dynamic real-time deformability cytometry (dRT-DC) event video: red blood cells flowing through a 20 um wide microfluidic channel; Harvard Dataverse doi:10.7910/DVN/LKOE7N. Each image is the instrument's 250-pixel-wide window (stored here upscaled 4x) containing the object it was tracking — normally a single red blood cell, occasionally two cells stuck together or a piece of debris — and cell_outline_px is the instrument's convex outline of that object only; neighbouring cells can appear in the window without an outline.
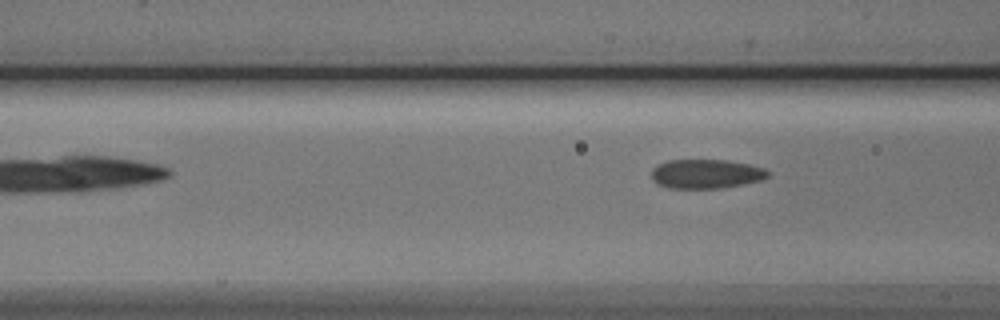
{"species": "Egyptian fruit bat (a non-hibernating species)", "species_latin": "Rousettus aegyptiacus", "temperature_condition": "cold", "stored_images_in_passage": 4, "camera_frame_rate_fps": 3000, "um_per_image_px": 0.085, "animal": {"sex": "male"}, "frame": {"image": 1, "passage_image": 4, "time_ms": 3.667, "image_size_px": [1000, 320], "cell_outline_px": [[768, 176], [760, 180], [720, 188], [668, 188], [656, 184], [652, 180], [652, 168], [668, 160], [724, 160], [748, 164], [764, 168], [768, 172]], "centroid_in_image_um": [59.96, 14.78], "position_along_channel_um": 106.6, "area_um2": 19.59}}